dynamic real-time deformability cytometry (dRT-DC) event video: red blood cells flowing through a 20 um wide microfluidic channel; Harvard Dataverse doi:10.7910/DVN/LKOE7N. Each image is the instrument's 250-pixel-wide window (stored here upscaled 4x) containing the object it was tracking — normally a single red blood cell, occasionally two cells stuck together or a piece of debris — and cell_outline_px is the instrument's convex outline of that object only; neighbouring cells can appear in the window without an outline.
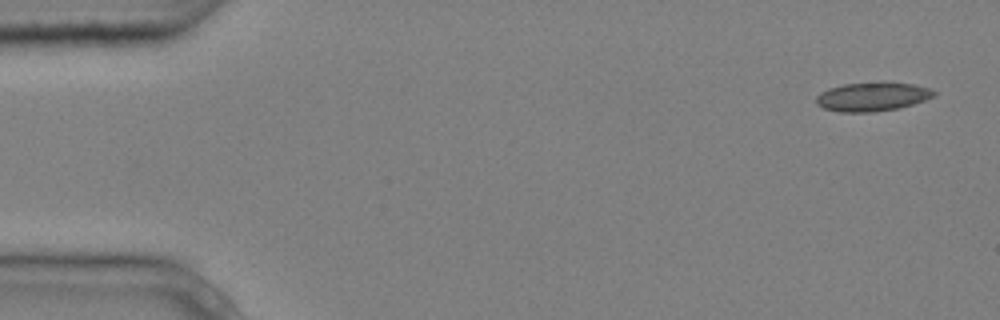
{"species": "common noctule bat (a hibernating species)", "species_latin": "Nyctalus noctula", "temperature_condition": "cold", "stored_images_in_passage": 4, "camera_frame_rate_fps": 3000, "um_per_image_px": 0.085, "animal": {"sex": "male", "body_mass_g": 20.4}, "frame": {"image": 1, "passage_image": 1, "time_ms": 0.0, "image_size_px": [1000, 320], "cell_outline_px": [[936, 96], [900, 108], [872, 112], [840, 112], [824, 108], [816, 104], [816, 96], [820, 92], [828, 88], [844, 84], [912, 84], [928, 88], [936, 92]], "centroid_in_image_um": [74.11, 8.25], "position_along_channel_um": 10.9, "area_um2": 19.25}}
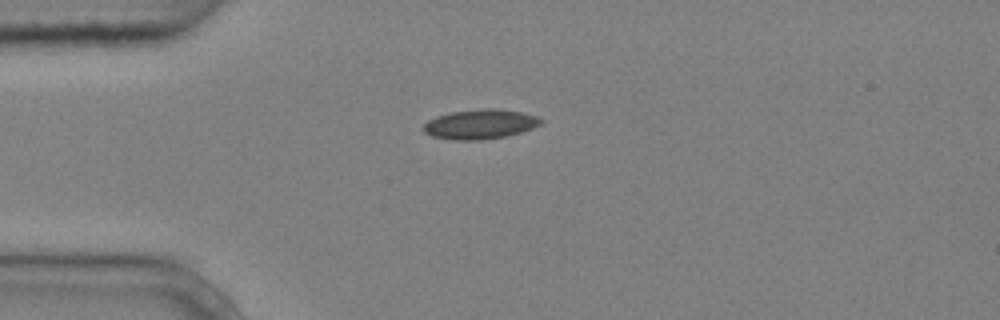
{"frame": {"image": 2, "passage_image": 4, "time_ms": 1.0, "image_size_px": [1000, 320], "cell_outline_px": [[544, 120], [540, 124], [532, 128], [508, 136], [484, 140], [452, 140], [432, 136], [424, 132], [420, 128], [428, 120], [436, 116], [452, 112], [480, 108], [496, 108], [520, 112], [536, 116]], "centroid_in_image_um": [40.78, 10.56], "position_along_channel_um": 44.2, "area_um2": 20.46}}